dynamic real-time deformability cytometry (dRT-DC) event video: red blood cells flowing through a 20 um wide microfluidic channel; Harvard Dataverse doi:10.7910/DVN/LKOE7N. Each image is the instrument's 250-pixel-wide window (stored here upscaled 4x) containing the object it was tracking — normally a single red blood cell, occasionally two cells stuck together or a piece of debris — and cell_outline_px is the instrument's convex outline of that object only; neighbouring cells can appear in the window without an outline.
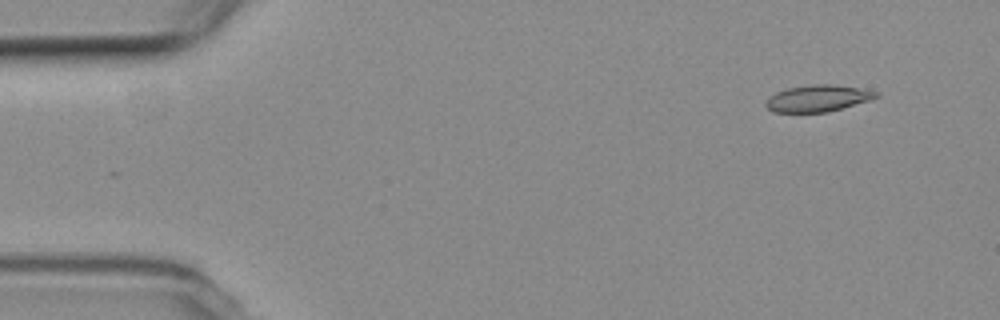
{"species": "common noctule bat (a hibernating species)", "species_latin": "Nyctalus noctula", "temperature_condition": "room temperature", "stored_images_in_passage": 5, "segment_of_instrument_passage": [1, 2], "camera_frame_rate_fps": 3000, "um_per_image_px": 0.085, "animal": {"sex": "female", "body_mass_g": 19.3, "forearm_length_mm": 54.1}, "frame": {"image": 1, "passage_image": 1, "time_ms": 0.0, "image_size_px": [1000, 320], "cell_outline_px": [[880, 96], [872, 100], [828, 112], [772, 112], [764, 104], [768, 96], [776, 92], [788, 88], [812, 84], [832, 84], [860, 88], [880, 92]], "centroid_in_image_um": [69.54, 8.36], "position_along_channel_um": 15.5, "area_um2": 17.34}}